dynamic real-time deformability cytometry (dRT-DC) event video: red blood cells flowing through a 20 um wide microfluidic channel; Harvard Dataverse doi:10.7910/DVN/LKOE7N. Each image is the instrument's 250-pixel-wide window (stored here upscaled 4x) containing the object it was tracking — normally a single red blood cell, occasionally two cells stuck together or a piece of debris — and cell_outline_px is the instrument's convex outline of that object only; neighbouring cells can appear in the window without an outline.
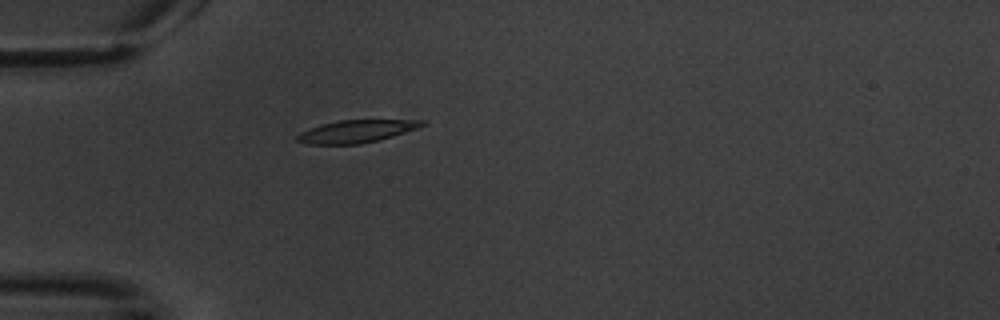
{"species": "common noctule bat (a hibernating species)", "species_latin": "Nyctalus noctula", "temperature_condition": "warm", "stored_images_in_passage": 1, "camera_frame_rate_fps": 3000, "um_per_image_px": 0.085, "animal": {"sex": "male", "body_mass_g": 20.1, "forearm_length_mm": 53.5}, "frame": {"image": 1, "passage_image": 1, "time_ms": 0.0, "image_size_px": [1000, 320], "cell_outline_px": [[428, 124], [380, 140], [360, 144], [308, 144], [296, 140], [296, 136], [300, 132], [320, 124], [340, 120], [428, 120]], "centroid_in_image_um": [30.3, 11.16], "position_along_channel_um": 54.7, "area_um2": 16.42}}